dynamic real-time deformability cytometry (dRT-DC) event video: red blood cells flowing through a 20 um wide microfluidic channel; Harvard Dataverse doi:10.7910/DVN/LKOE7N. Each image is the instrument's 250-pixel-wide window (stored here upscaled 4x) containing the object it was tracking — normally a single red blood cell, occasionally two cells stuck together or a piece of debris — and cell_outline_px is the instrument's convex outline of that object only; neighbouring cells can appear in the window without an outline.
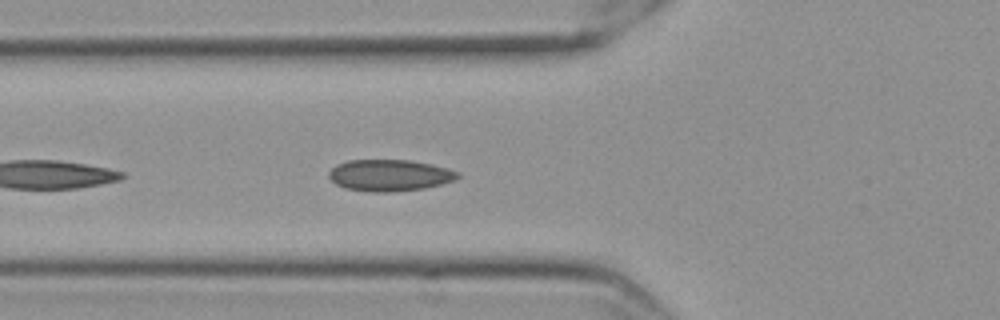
{"species": "Egyptian fruit bat (a non-hibernating species)", "species_latin": "Rousettus aegyptiacus", "temperature_condition": "cold", "stored_images_in_passage": 29, "camera_frame_rate_fps": 3000, "um_per_image_px": 0.085, "frame": {"image": 1, "passage_image": 5, "time_ms": 1.333, "image_size_px": [1000, 320], "cell_outline_px": [[460, 176], [452, 180], [440, 184], [424, 188], [392, 192], [372, 192], [344, 188], [336, 184], [328, 176], [328, 172], [336, 164], [348, 160], [412, 160], [432, 164], [448, 168], [460, 172]], "centroid_in_image_um": [33.1, 14.89], "position_along_channel_um": 92.7, "area_um2": 23.76}}
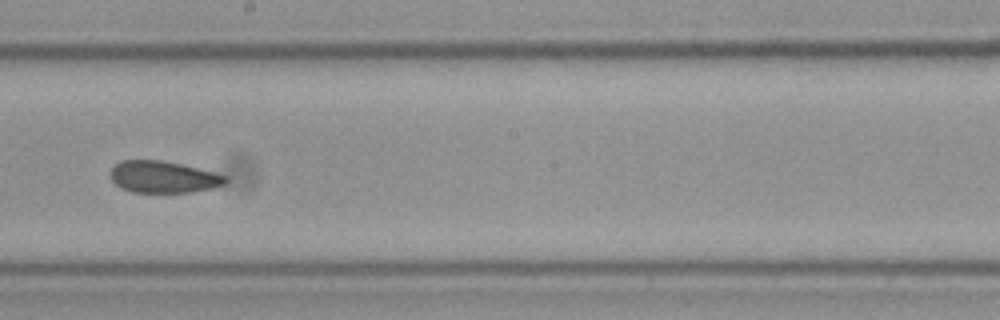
{"frame": {"image": 2, "passage_image": 17, "time_ms": 5.333, "image_size_px": [1000, 320], "cell_outline_px": [[228, 180], [224, 184], [212, 188], [192, 192], [132, 192], [120, 188], [112, 180], [112, 168], [120, 160], [160, 160], [180, 164], [228, 176]], "centroid_in_image_um": [13.88, 15.05], "position_along_channel_um": 234.3, "area_um2": 21.1}}
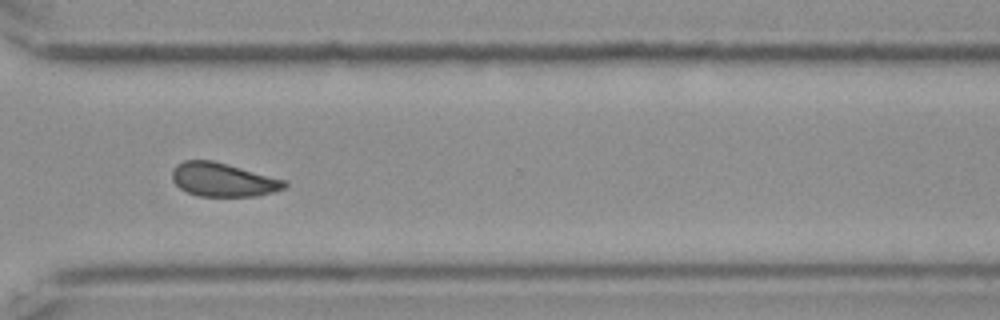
{"frame": {"image": 3, "passage_image": 27, "time_ms": 8.667, "image_size_px": [1000, 320], "cell_outline_px": [[288, 184], [284, 188], [272, 192], [256, 196], [200, 196], [188, 192], [180, 188], [172, 180], [172, 172], [176, 164], [184, 160], [212, 160], [284, 180]], "centroid_in_image_um": [18.92, 15.27], "position_along_channel_um": 351.7, "area_um2": 21.73}, "authors_computed_cell_mechanics": {"area_um2": 22.3686, "velocity_mm_per_s": 3.5202, "shape_relaxation_time_tau1_ms": null, "shape_relaxation_time_tau2_ms": 2.3691, "deformation_change_tau1": null, "deformation_change_tau2": 0.064}}